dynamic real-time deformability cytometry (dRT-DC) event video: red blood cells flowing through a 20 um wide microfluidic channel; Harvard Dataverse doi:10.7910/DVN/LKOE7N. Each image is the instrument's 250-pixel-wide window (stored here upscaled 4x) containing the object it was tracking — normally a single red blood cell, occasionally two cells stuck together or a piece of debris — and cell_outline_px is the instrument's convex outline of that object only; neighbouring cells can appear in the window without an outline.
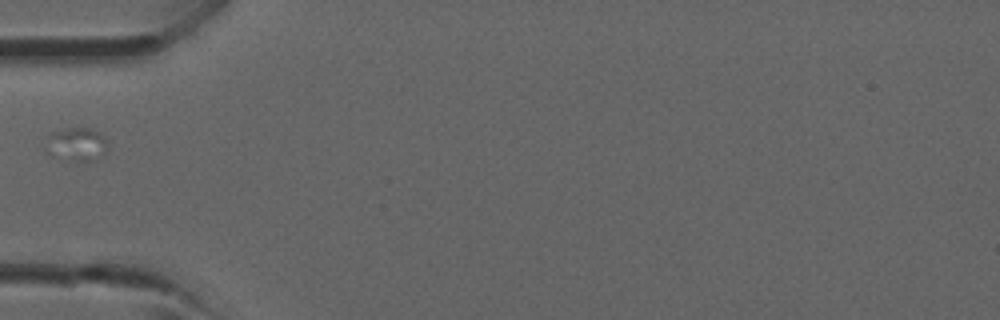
{"species": "common noctule bat (a hibernating species)", "species_latin": "Nyctalus noctula", "temperature_condition": "room temperature", "stored_images_in_passage": 2, "camera_frame_rate_fps": 3000, "um_per_image_px": 0.085, "animal": {"sex": "male", "forearm_length_mm": 52.5}, "frame": {"image": 1, "passage_image": 1, "time_ms": 0.0, "image_size_px": [1000, 320], "cell_outline_px": [[108, 148], [100, 156], [52, 156], [44, 152], [44, 148], [48, 136], [52, 132], [68, 128], [88, 128], [100, 132], [104, 136]], "centroid_in_image_um": [6.44, 12.15], "position_along_channel_um": 78.6, "area_um2": 11.04}}